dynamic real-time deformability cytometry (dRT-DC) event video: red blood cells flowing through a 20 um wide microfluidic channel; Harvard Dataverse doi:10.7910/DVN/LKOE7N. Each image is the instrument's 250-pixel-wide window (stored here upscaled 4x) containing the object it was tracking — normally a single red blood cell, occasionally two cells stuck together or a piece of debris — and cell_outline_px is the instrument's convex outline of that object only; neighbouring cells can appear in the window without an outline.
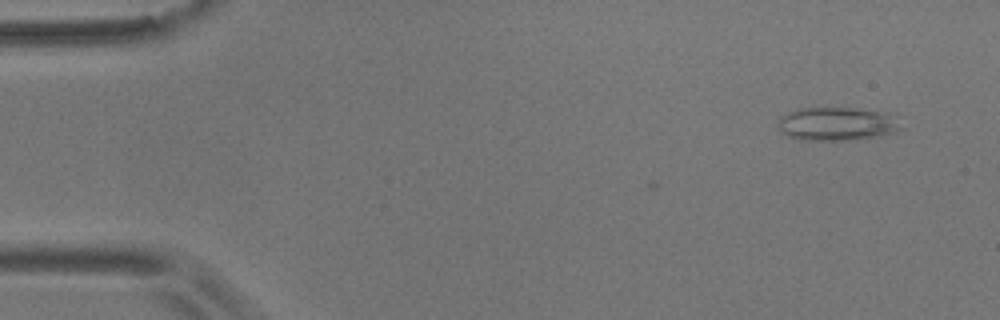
{"species": "common noctule bat (a hibernating species)", "species_latin": "Nyctalus noctula", "temperature_condition": "room temperature", "stored_images_in_passage": 53, "camera_frame_rate_fps": 3000, "um_per_image_px": 0.085, "animal": {"sex": "male", "body_mass_g": 17.9}, "frame": {"image": 1, "passage_image": 2, "time_ms": 0.333, "image_size_px": [1000, 320], "cell_outline_px": [[904, 128], [896, 132], [880, 136], [844, 140], [804, 140], [788, 136], [776, 124], [776, 120], [780, 116], [796, 108], [856, 108], [896, 112]], "centroid_in_image_um": [71.25, 10.5], "position_along_channel_um": 13.8, "area_um2": 24.68}}
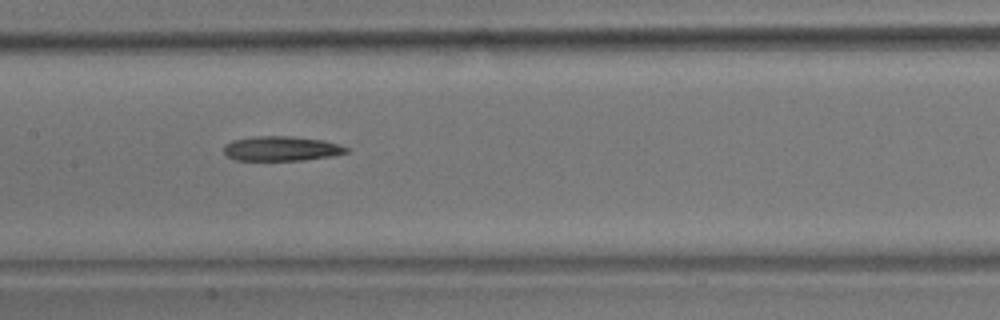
{"frame": {"image": 2, "passage_image": 25, "time_ms": 8.0, "image_size_px": [1000, 320], "cell_outline_px": [[348, 152], [332, 156], [304, 160], [236, 160], [228, 156], [224, 152], [224, 144], [232, 140], [252, 136], [292, 136], [324, 140], [348, 148]], "centroid_in_image_um": [23.89, 12.62], "position_along_channel_um": 183.5, "area_um2": 17.63}}
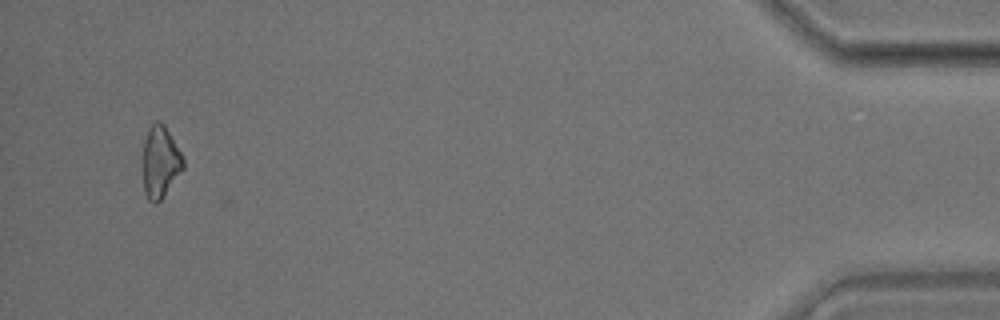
{"frame": {"image": 3, "passage_image": 51, "time_ms": 16.667, "image_size_px": [1000, 320], "cell_outline_px": [[184, 168], [164, 196], [156, 204], [152, 204], [148, 200], [144, 192], [144, 140], [148, 128], [156, 120], [160, 120], [164, 124], [180, 152], [184, 160]], "centroid_in_image_um": [13.63, 13.78], "position_along_channel_um": 421.6, "area_um2": 16.76}}